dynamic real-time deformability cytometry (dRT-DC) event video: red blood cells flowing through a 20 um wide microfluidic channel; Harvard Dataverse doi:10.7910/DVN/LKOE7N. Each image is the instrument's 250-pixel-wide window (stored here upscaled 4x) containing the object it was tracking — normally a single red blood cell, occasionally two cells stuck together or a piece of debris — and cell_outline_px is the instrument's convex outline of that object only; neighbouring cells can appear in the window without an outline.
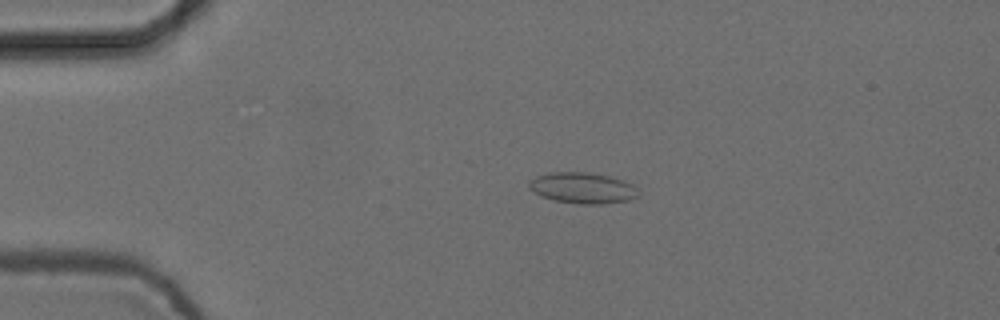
{"species": "common noctule bat (a hibernating species)", "species_latin": "Nyctalus noctula", "temperature_condition": "cold", "stored_images_in_passage": 4, "camera_frame_rate_fps": 3000, "um_per_image_px": 0.085, "animal": {"sex": "female", "body_mass_g": 24.6, "forearm_length_mm": 56.2}, "frame": {"image": 1, "passage_image": 3, "time_ms": 0.667, "image_size_px": [1000, 320], "cell_outline_px": [[636, 196], [632, 200], [604, 204], [580, 204], [556, 200], [540, 196], [528, 188], [528, 180], [536, 176], [552, 172], [588, 172], [608, 176], [624, 180], [632, 184], [636, 188]], "centroid_in_image_um": [49.49, 15.97], "position_along_channel_um": 35.5, "area_um2": 19.77}}